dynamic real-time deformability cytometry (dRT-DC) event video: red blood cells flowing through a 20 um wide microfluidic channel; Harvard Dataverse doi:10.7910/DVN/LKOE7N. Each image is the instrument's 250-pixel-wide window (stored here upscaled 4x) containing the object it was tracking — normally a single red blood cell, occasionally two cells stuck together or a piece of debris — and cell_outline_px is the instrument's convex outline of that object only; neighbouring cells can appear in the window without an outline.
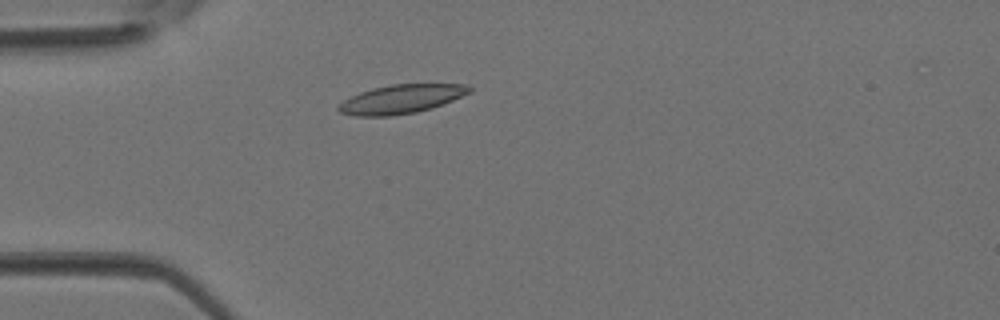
{"species": "Egyptian fruit bat (a non-hibernating species)", "species_latin": "Rousettus aegyptiacus", "temperature_condition": "room temperature", "stored_images_in_passage": 3, "camera_frame_rate_fps": 3000, "um_per_image_px": 0.085, "animal": {"sex": "female"}, "frame": {"image": 1, "passage_image": 3, "time_ms": 0.667, "image_size_px": [1000, 320], "cell_outline_px": [[472, 92], [432, 108], [416, 112], [392, 116], [356, 116], [340, 112], [336, 108], [344, 100], [360, 92], [372, 88], [392, 84], [468, 84], [472, 88]], "centroid_in_image_um": [34.12, 8.42], "position_along_channel_um": 50.9, "area_um2": 21.96}}